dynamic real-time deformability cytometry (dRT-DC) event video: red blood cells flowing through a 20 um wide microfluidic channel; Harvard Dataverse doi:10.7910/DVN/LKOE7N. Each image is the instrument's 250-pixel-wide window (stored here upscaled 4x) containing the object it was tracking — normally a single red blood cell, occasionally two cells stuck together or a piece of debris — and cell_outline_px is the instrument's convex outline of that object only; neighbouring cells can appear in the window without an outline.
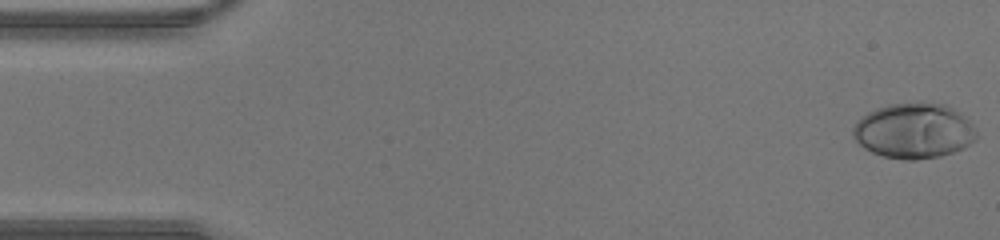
{"species": "human", "species_latin": "Homo sapiens", "temperature_condition": "warm", "stored_images_in_passage": 45, "camera_frame_rate_fps": 3000, "um_per_image_px": 0.085, "donor": {"sex": "male"}, "frame": {"image": 1, "passage_image": 1, "time_ms": 0.0, "image_size_px": [1000, 240], "cell_outline_px": [[976, 140], [964, 148], [940, 156], [916, 160], [904, 160], [884, 156], [872, 152], [864, 148], [852, 136], [852, 128], [856, 120], [868, 112], [876, 108], [888, 104], [920, 100], [948, 104], [960, 112], [972, 124], [976, 132]], "centroid_in_image_um": [77.68, 11.08], "position_along_channel_um": 7.3, "area_um2": 40.58}}
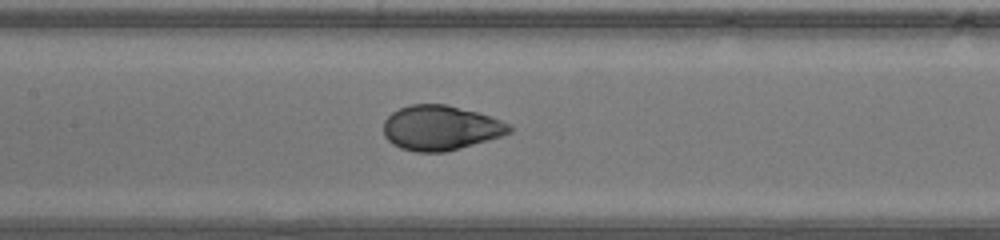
{"frame": {"image": 2, "passage_image": 21, "time_ms": 6.667, "image_size_px": [1000, 240], "cell_outline_px": [[512, 132], [504, 136], [460, 148], [444, 152], [416, 152], [400, 148], [392, 144], [384, 136], [384, 120], [392, 112], [400, 108], [412, 104], [448, 104], [476, 112], [512, 124]], "centroid_in_image_um": [37.46, 10.87], "position_along_channel_um": 169.9, "area_um2": 33.0}}
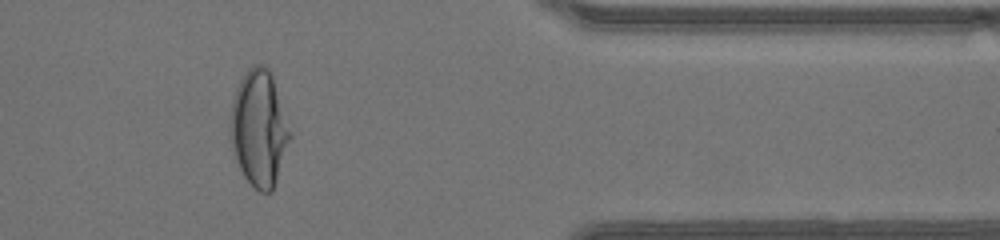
{"frame": {"image": 3, "passage_image": 37, "time_ms": 12.0, "image_size_px": [1000, 240], "cell_outline_px": [[292, 136], [272, 192], [260, 192], [244, 176], [236, 160], [232, 144], [232, 104], [236, 88], [244, 72], [248, 68], [256, 64], [264, 64], [268, 68], [272, 76], [292, 132]], "centroid_in_image_um": [22.06, 10.89], "position_along_channel_um": 389.3, "area_um2": 39.77}}